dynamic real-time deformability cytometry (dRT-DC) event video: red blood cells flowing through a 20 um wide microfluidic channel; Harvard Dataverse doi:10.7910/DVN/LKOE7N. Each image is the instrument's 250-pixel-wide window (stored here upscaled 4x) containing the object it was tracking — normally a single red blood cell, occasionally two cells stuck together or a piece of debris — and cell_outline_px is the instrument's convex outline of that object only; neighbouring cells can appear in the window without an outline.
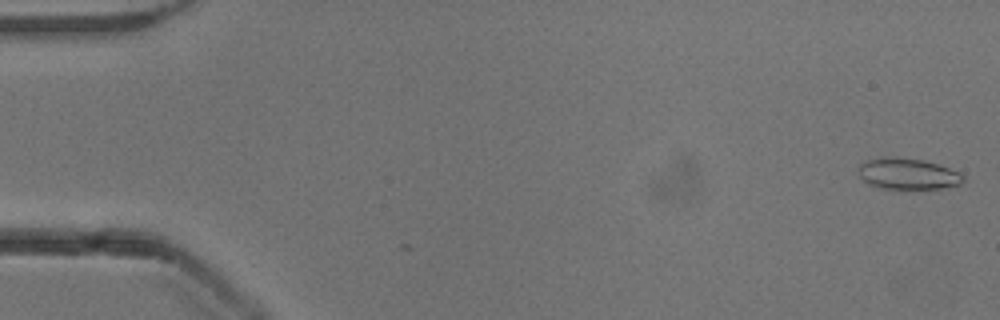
{"species": "common noctule bat (a hibernating species)", "species_latin": "Nyctalus noctula", "temperature_condition": "cold", "stored_images_in_passage": 52, "camera_frame_rate_fps": 3000, "um_per_image_px": 0.085, "animal": {"sex": "male", "body_mass_g": 13.3}, "frame": {"image": 1, "passage_image": 1, "time_ms": 0.0, "image_size_px": [1000, 320], "cell_outline_px": [[964, 180], [960, 184], [944, 188], [880, 188], [868, 184], [860, 176], [856, 168], [864, 160], [880, 156], [892, 156], [924, 160], [960, 172], [964, 176]], "centroid_in_image_um": [77.1, 14.75], "position_along_channel_um": 7.9, "area_um2": 19.19}}
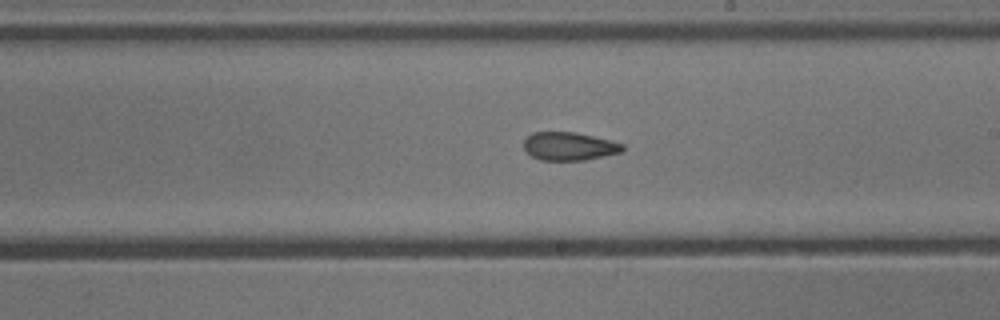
{"frame": {"image": 2, "passage_image": 30, "time_ms": 9.667, "image_size_px": [1000, 320], "cell_outline_px": [[624, 148], [620, 152], [584, 160], [540, 160], [532, 156], [524, 148], [524, 140], [532, 132], [576, 132], [624, 144]], "centroid_in_image_um": [48.35, 12.43], "position_along_channel_um": 240.7, "area_um2": 16.01}}
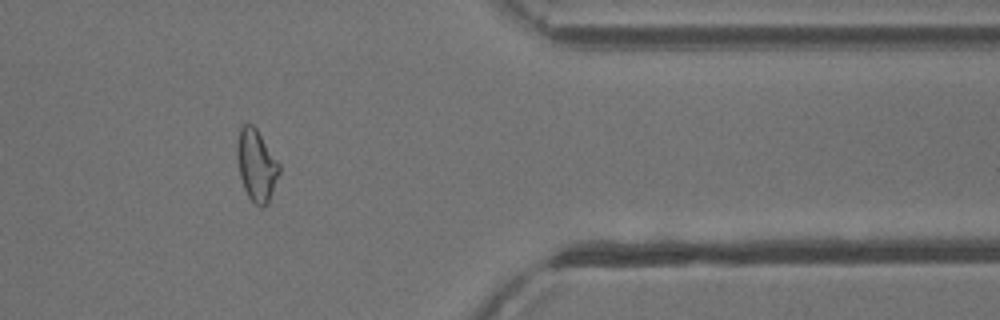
{"frame": {"image": 3, "passage_image": 43, "time_ms": 14.0, "image_size_px": [1000, 320], "cell_outline_px": [[280, 172], [268, 204], [260, 208], [248, 196], [244, 188], [240, 176], [236, 156], [236, 144], [240, 124], [252, 124], [256, 128], [280, 164]], "centroid_in_image_um": [21.78, 14.03], "position_along_channel_um": 389.6, "area_um2": 17.74}, "authors_computed_cell_mechanics": {"area_um2": 17.7446, "velocity_mm_per_s": 3.9151, "shape_relaxation_time_tau1_ms": 4.6321, "shape_relaxation_time_tau2_ms": 3.3487, "deformation_change_tau1": 0.1273, "deformation_change_tau2": 0.1136}}